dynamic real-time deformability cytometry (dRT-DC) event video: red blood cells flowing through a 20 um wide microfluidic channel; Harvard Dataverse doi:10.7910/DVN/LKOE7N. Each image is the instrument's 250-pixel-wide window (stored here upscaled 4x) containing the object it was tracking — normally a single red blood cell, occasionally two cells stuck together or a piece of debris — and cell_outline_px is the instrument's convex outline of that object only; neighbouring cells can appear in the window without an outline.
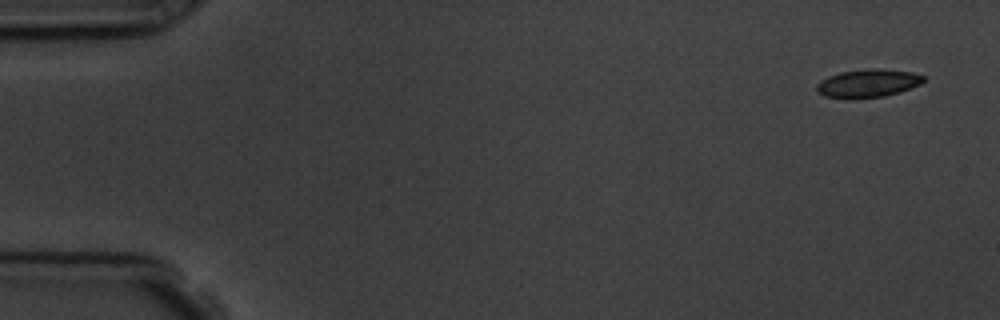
{"species": "common noctule bat (a hibernating species)", "species_latin": "Nyctalus noctula", "temperature_condition": "room temperature", "stored_images_in_passage": 4, "camera_frame_rate_fps": 3000, "um_per_image_px": 0.085, "animal": {"sex": "male", "body_mass_g": 19.5, "forearm_length_mm": 54.6}, "frame": {"image": 1, "passage_image": 1, "time_ms": 0.0, "image_size_px": [1000, 320], "cell_outline_px": [[924, 80], [920, 84], [900, 92], [884, 96], [856, 100], [848, 100], [824, 96], [816, 92], [816, 84], [820, 80], [828, 76], [840, 72], [868, 68], [876, 68], [912, 72], [924, 76]], "centroid_in_image_um": [73.71, 7.1], "position_along_channel_um": 11.3, "area_um2": 17.98}}
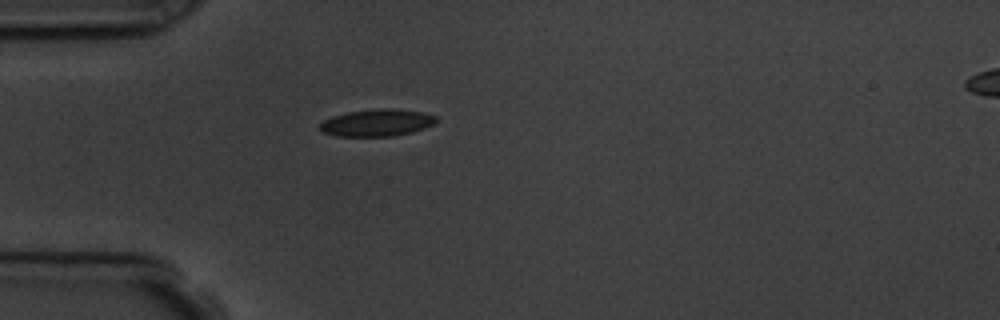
{"frame": {"image": 2, "passage_image": 4, "time_ms": 4.333, "image_size_px": [1000, 320], "cell_outline_px": [[440, 120], [436, 124], [412, 132], [392, 136], [336, 136], [320, 132], [320, 124], [324, 120], [332, 116], [348, 112], [380, 108], [392, 108], [424, 112], [436, 116]], "centroid_in_image_um": [32.08, 10.43], "position_along_channel_um": 52.9, "area_um2": 18.55}}